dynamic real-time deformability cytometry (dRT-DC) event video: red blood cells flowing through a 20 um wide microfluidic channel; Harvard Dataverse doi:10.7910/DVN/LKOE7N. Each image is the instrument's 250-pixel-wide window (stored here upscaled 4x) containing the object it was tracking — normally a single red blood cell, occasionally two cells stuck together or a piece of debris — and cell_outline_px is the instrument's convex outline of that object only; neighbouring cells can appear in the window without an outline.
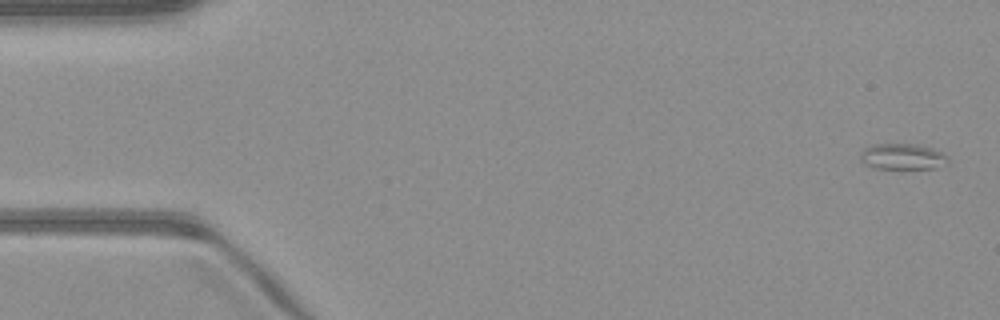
{"species": "common noctule bat (a hibernating species)", "species_latin": "Nyctalus noctula", "temperature_condition": "warm", "stored_images_in_passage": 50, "camera_frame_rate_fps": 3000, "um_per_image_px": 0.085, "animal": {"sex": "male", "body_mass_g": 23.1, "forearm_length_mm": 52.7}, "frame": {"image": 1, "passage_image": 1, "time_ms": 0.0, "image_size_px": [1000, 320], "cell_outline_px": [[948, 164], [936, 168], [876, 168], [864, 164], [860, 160], [860, 152], [864, 148], [872, 144], [916, 144], [932, 148], [944, 152], [948, 156]], "centroid_in_image_um": [76.73, 13.3], "position_along_channel_um": 8.3, "area_um2": 13.41}}
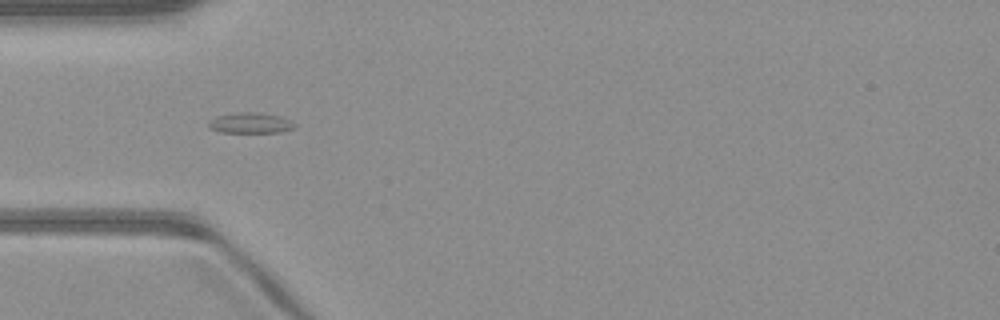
{"frame": {"image": 2, "passage_image": 15, "time_ms": 4.667, "image_size_px": [1000, 320], "cell_outline_px": [[296, 128], [280, 132], [220, 132], [208, 128], [208, 120], [216, 116], [240, 112], [260, 112], [280, 116], [296, 124]], "centroid_in_image_um": [21.27, 10.45], "position_along_channel_um": 63.7, "area_um2": 10.4}}
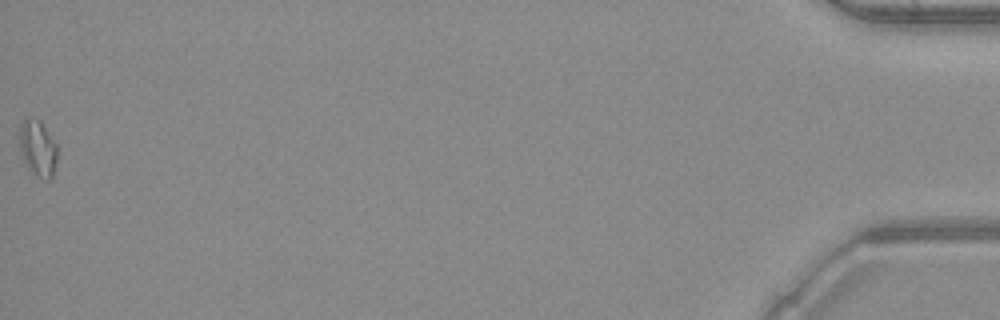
{"frame": {"image": 3, "passage_image": 50, "time_ms": 16.333, "image_size_px": [1000, 320], "cell_outline_px": [[56, 160], [52, 176], [48, 180], [36, 176], [28, 168], [24, 160], [20, 148], [20, 124], [28, 116], [40, 120], [56, 144]], "centroid_in_image_um": [3.2, 12.58], "position_along_channel_um": 432.0, "area_um2": 12.14}}